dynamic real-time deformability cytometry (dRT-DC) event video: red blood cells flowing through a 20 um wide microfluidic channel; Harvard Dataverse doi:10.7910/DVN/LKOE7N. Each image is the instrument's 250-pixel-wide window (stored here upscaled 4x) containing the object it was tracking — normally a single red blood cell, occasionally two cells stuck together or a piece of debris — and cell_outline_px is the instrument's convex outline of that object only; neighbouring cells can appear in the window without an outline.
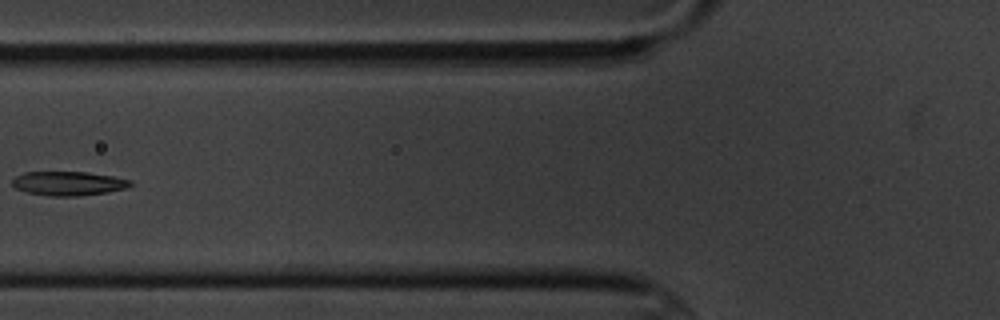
{"species": "common noctule bat (a hibernating species)", "species_latin": "Nyctalus noctula", "temperature_condition": "cold", "stored_images_in_passage": 16, "camera_frame_rate_fps": 3000, "um_per_image_px": 0.085, "animal": {"sex": "male", "body_mass_g": 20.1, "forearm_length_mm": 53.5}, "frame": {"image": 1, "passage_image": 5, "time_ms": 4.667, "image_size_px": [1000, 320], "cell_outline_px": [[132, 184], [128, 188], [108, 192], [76, 196], [48, 196], [24, 192], [16, 188], [12, 184], [12, 180], [16, 176], [24, 172], [84, 172], [112, 176], [132, 180]], "centroid_in_image_um": [5.81, 15.6], "position_along_channel_um": 120.0, "area_um2": 16.65}}
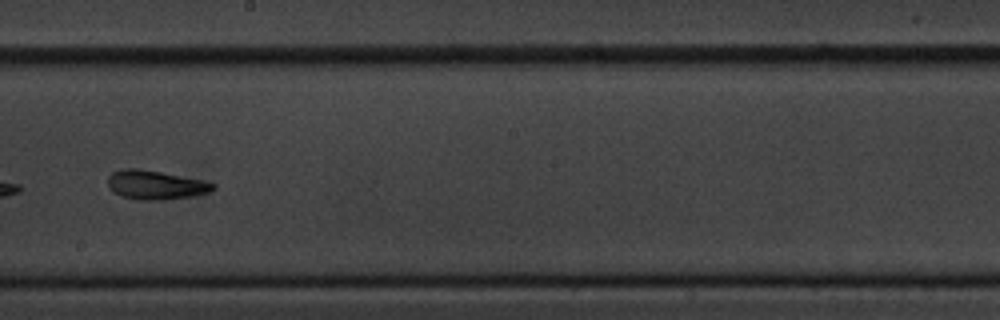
{"frame": {"image": 2, "passage_image": 8, "time_ms": 8.0, "image_size_px": [1000, 320], "cell_outline_px": [[216, 188], [208, 192], [192, 196], [164, 200], [140, 200], [120, 196], [112, 192], [108, 188], [108, 176], [112, 172], [120, 168], [140, 168], [212, 180], [216, 184]], "centroid_in_image_um": [13.26, 15.69], "position_along_channel_um": 234.9, "area_um2": 18.55}}
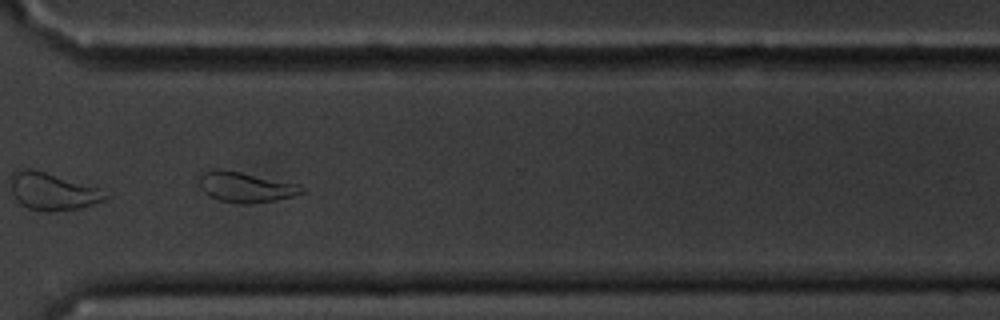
{"frame": {"image": 3, "passage_image": 11, "time_ms": 11.333, "image_size_px": [1000, 320], "cell_outline_px": [[308, 188], [304, 192], [292, 196], [272, 200], [248, 204], [240, 204], [220, 200], [208, 196], [200, 188], [200, 168], [220, 168], [300, 184]], "centroid_in_image_um": [20.83, 15.87], "position_along_channel_um": 349.8, "area_um2": 18.44}}